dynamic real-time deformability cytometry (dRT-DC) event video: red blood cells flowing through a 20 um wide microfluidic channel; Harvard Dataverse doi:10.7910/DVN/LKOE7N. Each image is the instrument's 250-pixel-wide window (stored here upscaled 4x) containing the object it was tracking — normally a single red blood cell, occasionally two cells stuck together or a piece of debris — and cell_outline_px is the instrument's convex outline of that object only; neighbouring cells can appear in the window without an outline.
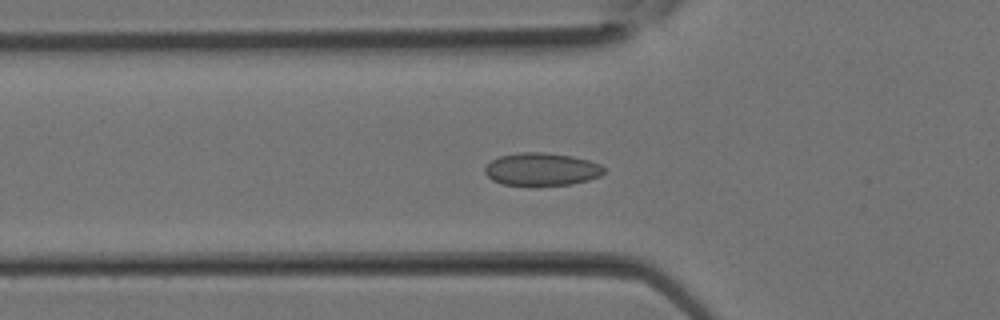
{"species": "Egyptian fruit bat (a non-hibernating species)", "species_latin": "Rousettus aegyptiacus", "temperature_condition": "room temperature", "stored_images_in_passage": 30, "camera_frame_rate_fps": 3000, "um_per_image_px": 0.085, "animal": {"sex": "female"}, "frame": {"image": 1, "passage_image": 10, "time_ms": 3.0, "image_size_px": [1000, 320], "cell_outline_px": [[604, 172], [600, 176], [588, 180], [572, 184], [504, 184], [492, 180], [484, 172], [484, 168], [492, 160], [500, 156], [520, 152], [544, 152], [572, 156], [588, 160], [600, 164], [604, 168]], "centroid_in_image_um": [46.05, 14.36], "position_along_channel_um": 79.8, "area_um2": 22.37}}
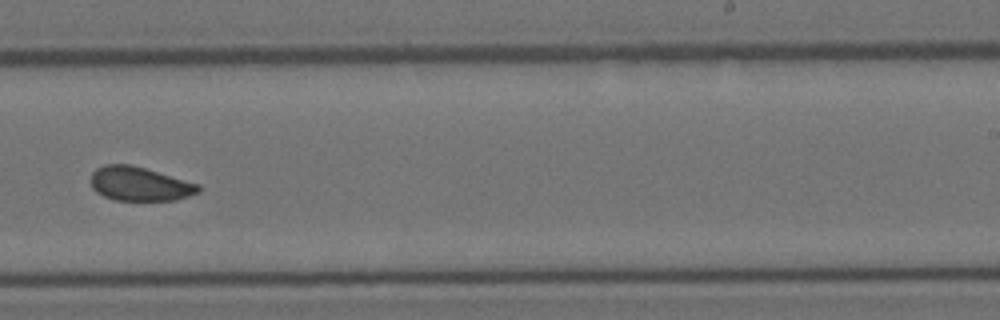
{"frame": {"image": 2, "passage_image": 19, "time_ms": 6.0, "image_size_px": [1000, 320], "cell_outline_px": [[200, 192], [176, 200], [112, 200], [96, 192], [92, 188], [92, 172], [96, 168], [104, 164], [128, 164], [144, 168], [200, 184]], "centroid_in_image_um": [11.86, 15.63], "position_along_channel_um": 277.1, "area_um2": 21.27}}
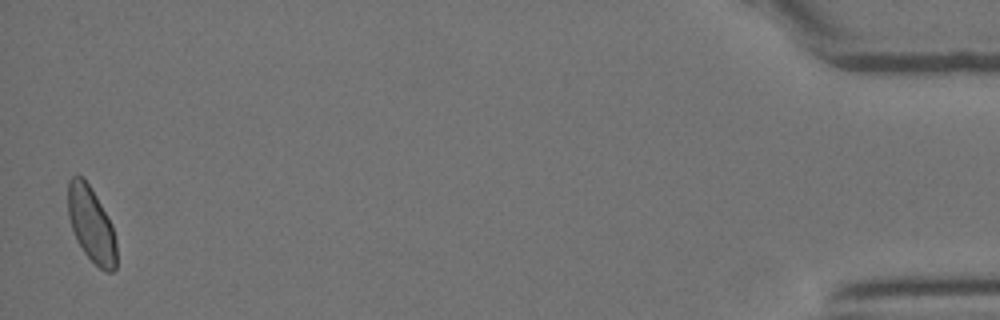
{"frame": {"image": 3, "passage_image": 30, "time_ms": 9.667, "image_size_px": [1000, 320], "cell_outline_px": [[116, 268], [112, 272], [104, 272], [84, 252], [72, 228], [68, 216], [68, 180], [72, 176], [84, 176], [96, 196], [112, 224], [116, 240]], "centroid_in_image_um": [7.77, 19.07], "position_along_channel_um": 427.4, "area_um2": 21.1}}